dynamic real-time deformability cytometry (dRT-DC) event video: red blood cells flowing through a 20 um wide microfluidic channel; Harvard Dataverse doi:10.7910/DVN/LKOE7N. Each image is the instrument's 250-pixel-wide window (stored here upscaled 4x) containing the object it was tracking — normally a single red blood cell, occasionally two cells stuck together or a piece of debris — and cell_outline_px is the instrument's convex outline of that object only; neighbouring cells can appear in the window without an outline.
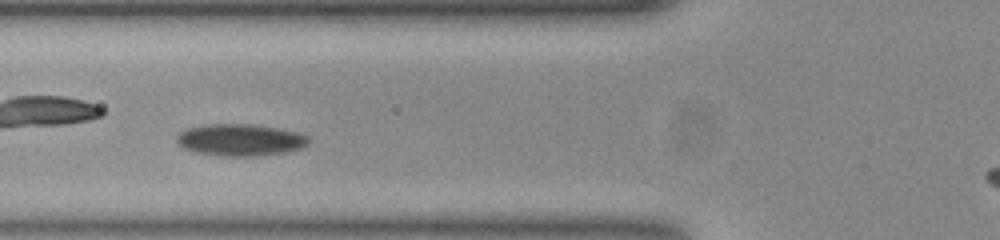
{"species": "common noctule bat (a hibernating species)", "species_latin": "Nyctalus noctula", "temperature_condition": "room temperature", "stored_images_in_passage": 45, "camera_frame_rate_fps": 3000, "um_per_image_px": 0.085, "animal": {"sex": "female", "body_mass_g": 23.0, "forearm_length_mm": 53.4}, "frame": {"image": 1, "passage_image": 10, "time_ms": 3.0, "image_size_px": [1000, 240], "cell_outline_px": [[308, 144], [300, 148], [284, 152], [252, 156], [228, 156], [196, 152], [184, 148], [176, 140], [176, 136], [180, 132], [188, 128], [208, 124], [252, 124], [276, 128], [296, 132], [308, 136]], "centroid_in_image_um": [20.41, 11.88], "position_along_channel_um": 105.4, "area_um2": 24.1}}
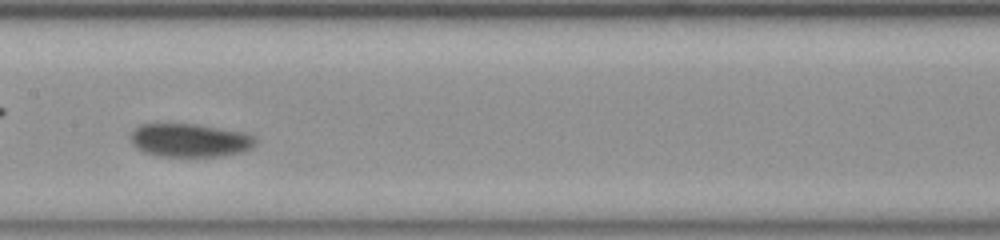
{"frame": {"image": 2, "passage_image": 17, "time_ms": 5.333, "image_size_px": [1000, 240], "cell_outline_px": [[256, 144], [252, 148], [240, 152], [220, 156], [156, 156], [144, 152], [136, 148], [132, 144], [132, 132], [140, 124], [196, 124], [244, 132], [252, 136], [256, 140]], "centroid_in_image_um": [16.13, 11.93], "position_along_channel_um": 191.3, "area_um2": 24.16}}
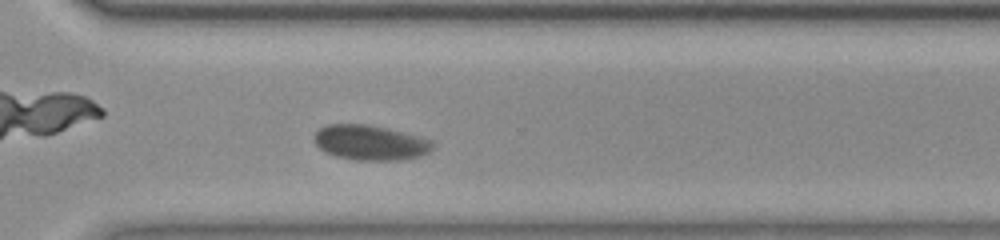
{"frame": {"image": 3, "passage_image": 29, "time_ms": 9.333, "image_size_px": [1000, 240], "cell_outline_px": [[436, 144], [428, 152], [420, 156], [404, 160], [356, 160], [336, 156], [320, 148], [316, 144], [316, 132], [320, 128], [328, 124], [368, 124], [388, 128], [416, 136], [428, 140]], "centroid_in_image_um": [31.49, 12.12], "position_along_channel_um": 339.1, "area_um2": 23.87}, "authors_computed_cell_mechanics": {"area_um2": 24.1604, "velocity_mm_per_s": 3.6893, "shape_relaxation_time_tau1_ms": 4.1935, "shape_relaxation_time_tau2_ms": null, "deformation_change_tau1": 0.0926, "deformation_change_tau2": null}}